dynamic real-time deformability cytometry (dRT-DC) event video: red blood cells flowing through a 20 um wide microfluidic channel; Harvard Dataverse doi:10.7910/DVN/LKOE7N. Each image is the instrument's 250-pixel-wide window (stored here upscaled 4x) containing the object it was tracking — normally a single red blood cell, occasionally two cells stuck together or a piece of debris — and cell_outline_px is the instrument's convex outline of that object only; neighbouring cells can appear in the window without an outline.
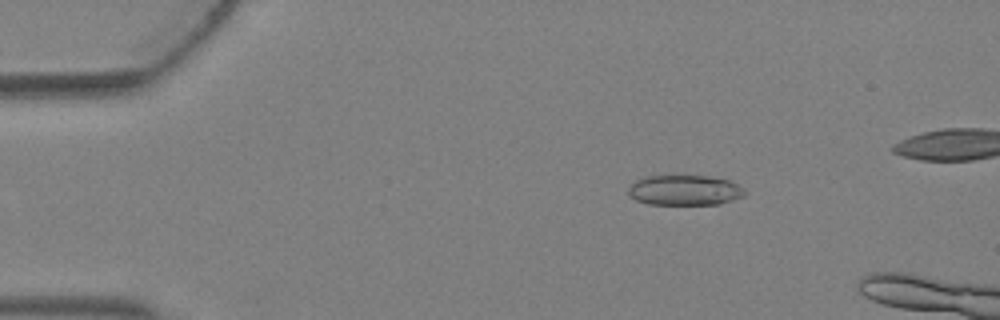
{"species": "Egyptian fruit bat (a non-hibernating species)", "species_latin": "Rousettus aegyptiacus", "temperature_condition": "warm", "stored_images_in_passage": 4, "camera_frame_rate_fps": 3000, "um_per_image_px": 0.085, "animal": {"sex": "female"}, "frame": {"image": 1, "passage_image": 2, "time_ms": 0.333, "image_size_px": [1000, 320], "cell_outline_px": [[748, 192], [744, 196], [720, 204], [648, 204], [636, 200], [628, 196], [628, 188], [636, 180], [644, 176], [676, 172], [708, 176], [728, 180], [744, 188]], "centroid_in_image_um": [58.16, 16.11], "position_along_channel_um": 26.8, "area_um2": 21.5}}